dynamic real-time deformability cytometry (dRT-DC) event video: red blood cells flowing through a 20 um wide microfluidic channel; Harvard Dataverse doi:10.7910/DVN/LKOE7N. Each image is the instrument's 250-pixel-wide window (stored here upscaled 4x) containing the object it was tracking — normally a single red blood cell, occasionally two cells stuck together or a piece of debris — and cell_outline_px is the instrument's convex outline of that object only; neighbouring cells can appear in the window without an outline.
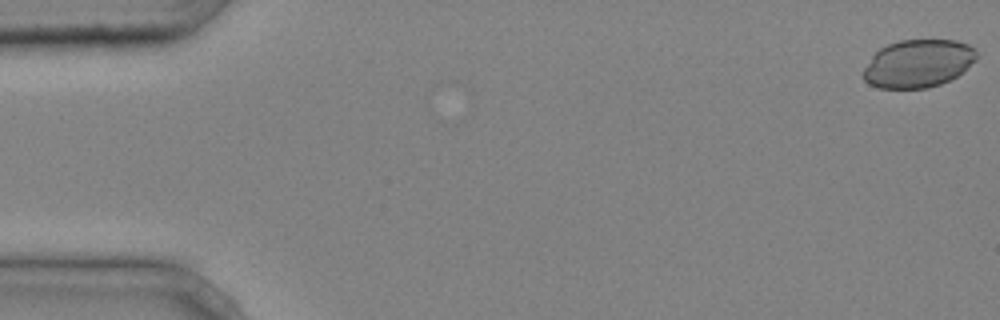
{"species": "common noctule bat (a hibernating species)", "species_latin": "Nyctalus noctula", "temperature_condition": "cold", "stored_images_in_passage": 42, "camera_frame_rate_fps": 3000, "um_per_image_px": 0.085, "animal": {"sex": "male", "body_mass_g": 20.4}, "frame": {"image": 1, "passage_image": 1, "time_ms": 0.0, "image_size_px": [1000, 320], "cell_outline_px": [[976, 60], [956, 76], [940, 84], [928, 88], [880, 88], [868, 84], [864, 80], [864, 68], [872, 56], [880, 48], [888, 44], [900, 40], [956, 40], [968, 44], [976, 48]], "centroid_in_image_um": [78.04, 5.39], "position_along_channel_um": 7.0, "area_um2": 31.5}}